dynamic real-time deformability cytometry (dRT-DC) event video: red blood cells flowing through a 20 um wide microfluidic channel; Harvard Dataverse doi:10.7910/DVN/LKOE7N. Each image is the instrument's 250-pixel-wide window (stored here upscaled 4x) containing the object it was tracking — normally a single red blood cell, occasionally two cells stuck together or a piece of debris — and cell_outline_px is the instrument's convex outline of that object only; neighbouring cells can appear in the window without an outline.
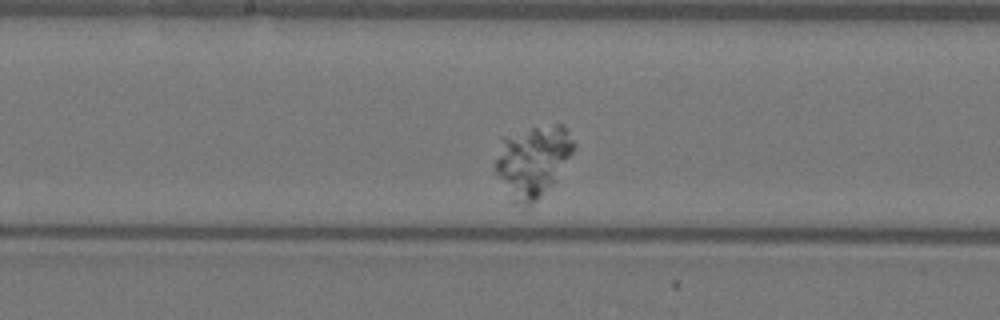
{"species": "Egyptian fruit bat (a non-hibernating species)", "species_latin": "Rousettus aegyptiacus", "temperature_condition": "warm", "stored_images_in_passage": 44, "camera_frame_rate_fps": 3000, "um_per_image_px": 0.085, "animal": {"sex": "female"}, "frame": {"image": 1, "passage_image": 18, "time_ms": 5.667, "image_size_px": [1000, 320], "cell_outline_px": [[576, 148], [556, 180], [524, 212], [492, 172], [500, 136], [532, 128], [556, 124], [564, 124], [576, 144]], "centroid_in_image_um": [45.25, 13.69], "position_along_channel_um": 203.0, "area_um2": 33.35}}
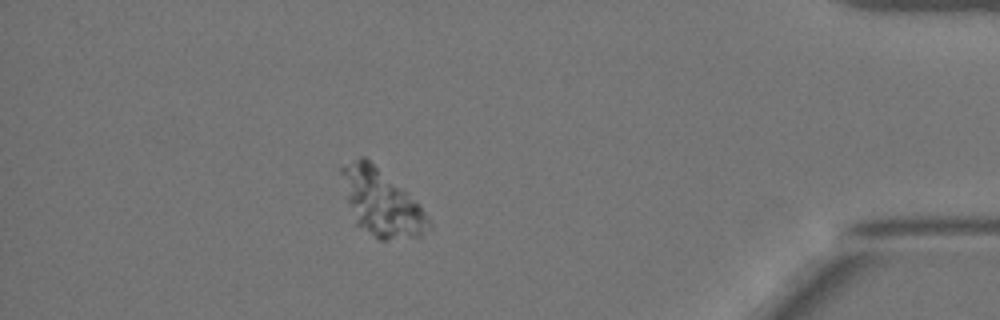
{"frame": {"image": 2, "passage_image": 38, "time_ms": 12.333, "image_size_px": [1000, 320], "cell_outline_px": [[432, 228], [420, 236], [388, 240], [380, 240], [356, 224], [344, 196], [340, 172], [340, 164], [360, 156], [364, 156], [400, 188], [428, 216], [432, 224]], "centroid_in_image_um": [32.34, 17.23], "position_along_channel_um": 402.9, "area_um2": 33.18}}